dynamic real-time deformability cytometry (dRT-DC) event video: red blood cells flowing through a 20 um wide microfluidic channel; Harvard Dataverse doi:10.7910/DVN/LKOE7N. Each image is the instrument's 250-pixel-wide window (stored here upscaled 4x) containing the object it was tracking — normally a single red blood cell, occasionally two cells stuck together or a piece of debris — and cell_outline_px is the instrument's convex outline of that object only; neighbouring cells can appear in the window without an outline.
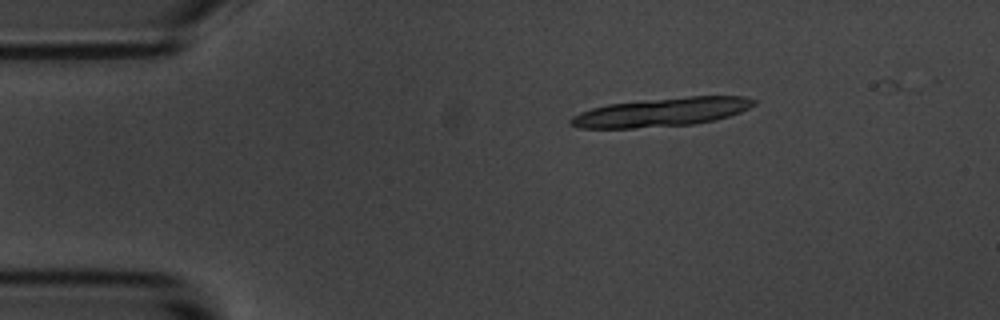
{"species": "common noctule bat (a hibernating species)", "species_latin": "Nyctalus noctula", "temperature_condition": "room temperature", "stored_images_in_passage": 5, "camera_frame_rate_fps": 3000, "um_per_image_px": 0.085, "animal": {"sex": "male", "body_mass_g": 20.1, "forearm_length_mm": 53.5}, "frame": {"image": 1, "passage_image": 1, "time_ms": 0.0, "image_size_px": [1000, 320], "cell_outline_px": [[756, 104], [740, 112], [716, 120], [696, 124], [632, 128], [580, 128], [568, 124], [568, 120], [572, 116], [580, 112], [592, 108], [608, 104], [644, 100], [688, 96], [744, 96], [756, 100]], "centroid_in_image_um": [56.22, 9.53], "position_along_channel_um": 28.8, "area_um2": 30.69}}